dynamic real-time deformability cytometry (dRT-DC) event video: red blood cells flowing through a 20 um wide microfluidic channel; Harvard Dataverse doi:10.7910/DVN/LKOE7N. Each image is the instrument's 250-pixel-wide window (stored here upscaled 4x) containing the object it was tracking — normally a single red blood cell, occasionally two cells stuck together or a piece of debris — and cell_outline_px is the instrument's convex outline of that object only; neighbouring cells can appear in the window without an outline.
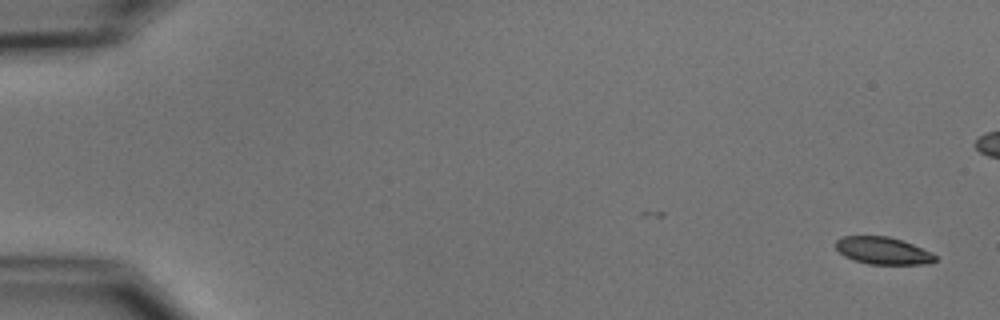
{"species": "common noctule bat (a hibernating species)", "species_latin": "Nyctalus noctula", "temperature_condition": "cold", "stored_images_in_passage": 7, "camera_frame_rate_fps": 3000, "um_per_image_px": 0.085, "animal": {"sex": "male", "body_mass_g": 15.6}, "frame": {"image": 1, "passage_image": 1, "time_ms": 0.0, "image_size_px": [1000, 320], "cell_outline_px": [[936, 260], [928, 264], [868, 264], [844, 256], [836, 248], [836, 240], [844, 236], [888, 236], [912, 244], [932, 252], [936, 256]], "centroid_in_image_um": [75.06, 21.31], "position_along_channel_um": 9.9, "area_um2": 15.66}}